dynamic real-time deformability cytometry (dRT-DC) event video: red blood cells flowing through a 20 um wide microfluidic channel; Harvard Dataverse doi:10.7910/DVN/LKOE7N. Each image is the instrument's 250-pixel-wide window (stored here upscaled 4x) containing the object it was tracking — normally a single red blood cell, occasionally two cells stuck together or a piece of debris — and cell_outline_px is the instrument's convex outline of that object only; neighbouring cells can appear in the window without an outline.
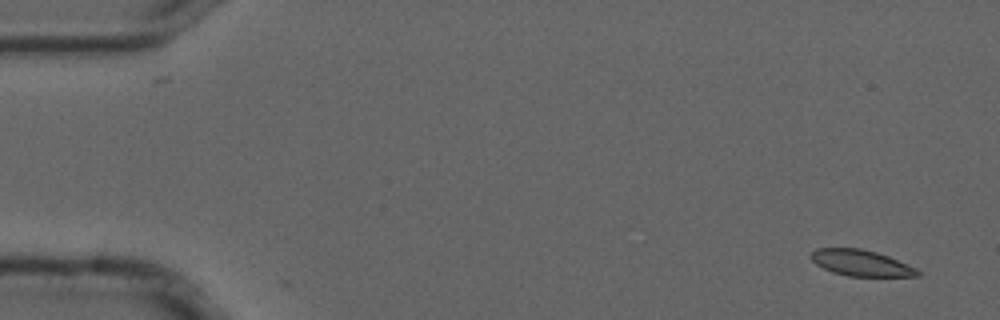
{"species": "common noctule bat (a hibernating species)", "species_latin": "Nyctalus noctula", "temperature_condition": "cold", "stored_images_in_passage": 5, "camera_frame_rate_fps": 3000, "um_per_image_px": 0.085, "animal": {"sex": "male", "forearm_length_mm": 52.5}, "frame": {"image": 1, "passage_image": 1, "time_ms": 0.0, "image_size_px": [1000, 320], "cell_outline_px": [[920, 276], [848, 276], [832, 272], [816, 264], [808, 256], [816, 248], [860, 248], [876, 252], [888, 256], [916, 268], [920, 272]], "centroid_in_image_um": [73.16, 22.35], "position_along_channel_um": 11.8, "area_um2": 16.13}}
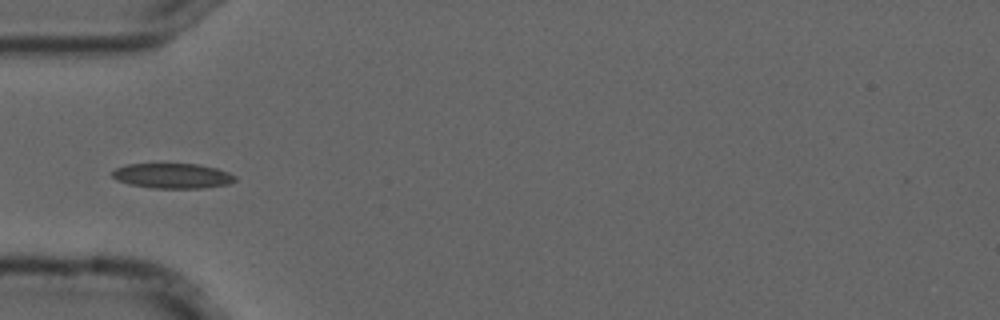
{"frame": {"image": 2, "passage_image": 5, "time_ms": 1.333, "image_size_px": [1000, 320], "cell_outline_px": [[236, 180], [228, 184], [204, 188], [152, 188], [128, 184], [116, 180], [112, 176], [112, 172], [116, 168], [128, 164], [200, 164], [216, 168], [228, 172], [236, 176]], "centroid_in_image_um": [14.67, 14.95], "position_along_channel_um": 70.3, "area_um2": 17.98}}